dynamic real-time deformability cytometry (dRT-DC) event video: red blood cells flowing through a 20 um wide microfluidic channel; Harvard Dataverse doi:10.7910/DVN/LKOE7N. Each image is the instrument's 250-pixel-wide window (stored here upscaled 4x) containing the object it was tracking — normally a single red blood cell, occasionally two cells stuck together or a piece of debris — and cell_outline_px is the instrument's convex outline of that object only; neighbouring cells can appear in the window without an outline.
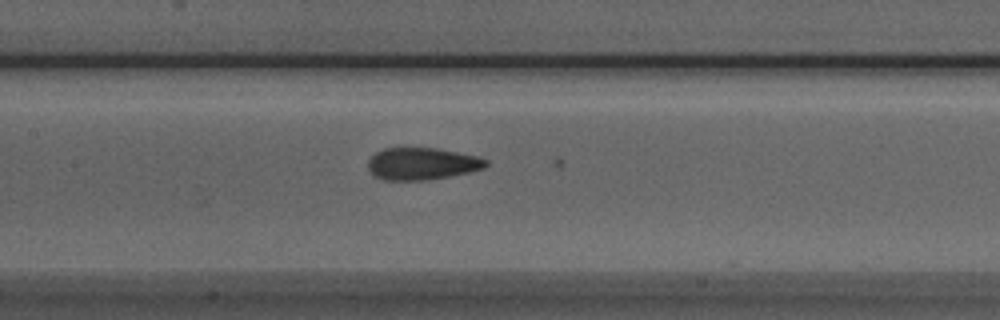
{"species": "Egyptian fruit bat (a non-hibernating species)", "species_latin": "Rousettus aegyptiacus", "temperature_condition": "room temperature", "stored_images_in_passage": 30, "camera_frame_rate_fps": 3000, "um_per_image_px": 0.085, "animal": {"sex": "male"}, "frame": {"image": 1, "passage_image": 16, "time_ms": 5.0, "image_size_px": [1000, 320], "cell_outline_px": [[488, 164], [484, 168], [468, 172], [448, 176], [424, 180], [384, 180], [376, 176], [368, 168], [368, 160], [376, 152], [384, 148], [436, 148], [480, 156], [488, 160]], "centroid_in_image_um": [35.89, 13.9], "position_along_channel_um": 171.5, "area_um2": 21.96}}
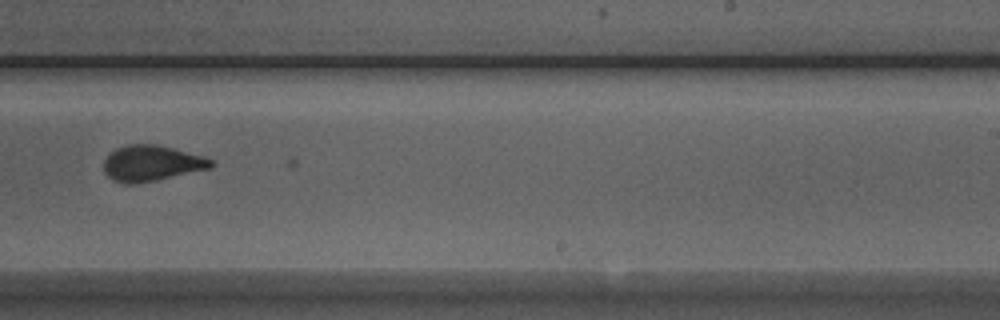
{"frame": {"image": 2, "passage_image": 24, "time_ms": 7.667, "image_size_px": [1000, 320], "cell_outline_px": [[216, 164], [212, 168], [156, 180], [132, 184], [124, 184], [112, 180], [104, 172], [104, 160], [116, 148], [128, 144], [156, 144], [172, 148], [200, 156], [212, 160]], "centroid_in_image_um": [12.86, 13.89], "position_along_channel_um": 276.1, "area_um2": 22.2}}
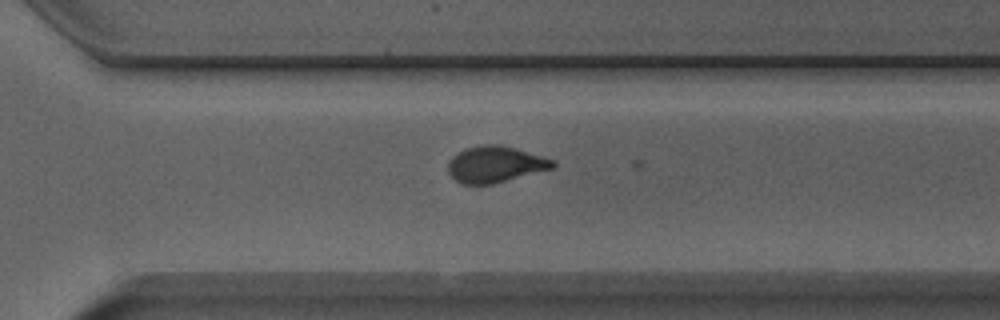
{"frame": {"image": 3, "passage_image": 28, "time_ms": 9.0, "image_size_px": [1000, 320], "cell_outline_px": [[556, 164], [552, 168], [492, 184], [464, 184], [456, 180], [448, 172], [448, 164], [452, 156], [468, 148], [484, 144], [500, 144], [556, 160]], "centroid_in_image_um": [42.1, 13.96], "position_along_channel_um": 328.5, "area_um2": 21.79}}